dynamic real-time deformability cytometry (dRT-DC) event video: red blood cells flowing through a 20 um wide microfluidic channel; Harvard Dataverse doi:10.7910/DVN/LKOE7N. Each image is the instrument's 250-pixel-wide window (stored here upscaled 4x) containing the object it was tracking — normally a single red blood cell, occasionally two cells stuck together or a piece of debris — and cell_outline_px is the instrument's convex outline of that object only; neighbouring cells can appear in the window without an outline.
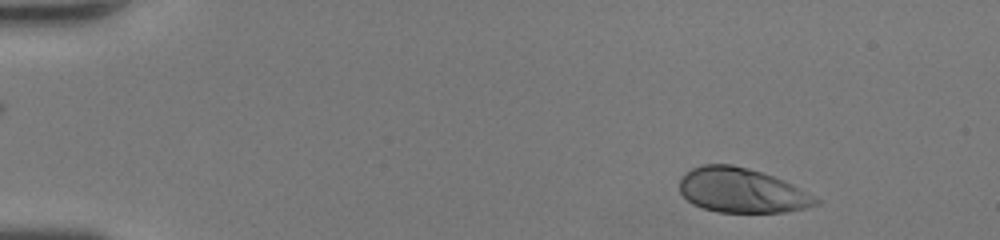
{"species": "human", "species_latin": "Homo sapiens", "temperature_condition": "room temperature", "stored_images_in_passage": 38, "camera_frame_rate_fps": 3000, "um_per_image_px": 0.085, "donor": {"sex": "female"}, "frame": {"image": 1, "passage_image": 1, "time_ms": 0.0, "image_size_px": [1000, 240], "cell_outline_px": [[820, 204], [804, 208], [784, 212], [720, 212], [704, 208], [692, 204], [680, 192], [680, 176], [692, 168], [704, 164], [732, 164], [748, 168], [784, 180], [792, 184], [820, 200]], "centroid_in_image_um": [63.02, 16.18], "position_along_channel_um": 22.0, "area_um2": 35.2}}
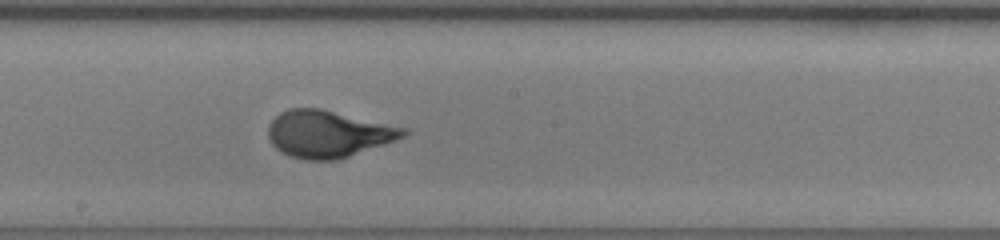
{"frame": {"image": 2, "passage_image": 22, "time_ms": 7.0, "image_size_px": [1000, 240], "cell_outline_px": [[408, 132], [404, 136], [384, 144], [336, 160], [304, 160], [280, 152], [272, 144], [268, 136], [268, 124], [280, 112], [288, 108], [320, 108], [404, 128]], "centroid_in_image_um": [27.82, 11.38], "position_along_channel_um": 220.4, "area_um2": 36.53}}
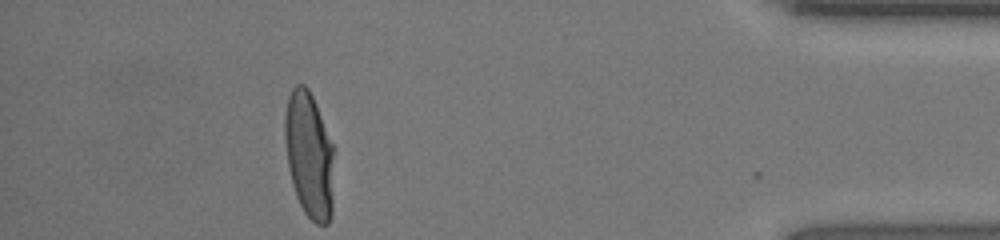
{"frame": {"image": 3, "passage_image": 38, "time_ms": 12.333, "image_size_px": [1000, 240], "cell_outline_px": [[332, 216], [328, 224], [316, 224], [304, 212], [296, 196], [292, 184], [288, 164], [284, 140], [284, 116], [288, 96], [292, 88], [296, 84], [304, 84], [308, 88], [312, 96], [332, 144]], "centroid_in_image_um": [26.25, 13.17], "position_along_channel_um": 409.0, "area_um2": 35.84}, "authors_computed_cell_mechanics": {"area_um2": 35.8649, "velocity_mm_per_s": 4.4088, "shape_relaxation_time_tau1_ms": 4.2792, "shape_relaxation_time_tau2_ms": null, "deformation_change_tau1": 0.2324, "deformation_change_tau2": null}}